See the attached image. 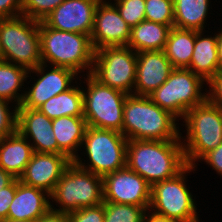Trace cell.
<instances>
[{"instance_id": "obj_1", "label": "cell", "mask_w": 222, "mask_h": 222, "mask_svg": "<svg viewBox=\"0 0 222 222\" xmlns=\"http://www.w3.org/2000/svg\"><path fill=\"white\" fill-rule=\"evenodd\" d=\"M126 166L152 186L187 166L183 144L181 140H128Z\"/></svg>"}, {"instance_id": "obj_2", "label": "cell", "mask_w": 222, "mask_h": 222, "mask_svg": "<svg viewBox=\"0 0 222 222\" xmlns=\"http://www.w3.org/2000/svg\"><path fill=\"white\" fill-rule=\"evenodd\" d=\"M179 120L149 96L128 94L123 108L122 134L128 140H181Z\"/></svg>"}, {"instance_id": "obj_3", "label": "cell", "mask_w": 222, "mask_h": 222, "mask_svg": "<svg viewBox=\"0 0 222 222\" xmlns=\"http://www.w3.org/2000/svg\"><path fill=\"white\" fill-rule=\"evenodd\" d=\"M39 35L42 64L65 67L79 76L91 74L95 50L89 35L52 29L43 21Z\"/></svg>"}, {"instance_id": "obj_4", "label": "cell", "mask_w": 222, "mask_h": 222, "mask_svg": "<svg viewBox=\"0 0 222 222\" xmlns=\"http://www.w3.org/2000/svg\"><path fill=\"white\" fill-rule=\"evenodd\" d=\"M181 124L186 136L181 133L187 165L198 168L199 160L222 143V108L208 99L187 111Z\"/></svg>"}, {"instance_id": "obj_5", "label": "cell", "mask_w": 222, "mask_h": 222, "mask_svg": "<svg viewBox=\"0 0 222 222\" xmlns=\"http://www.w3.org/2000/svg\"><path fill=\"white\" fill-rule=\"evenodd\" d=\"M127 142L120 132L88 126L82 152L73 162L81 169L103 177L126 166ZM81 155H86L87 161Z\"/></svg>"}, {"instance_id": "obj_6", "label": "cell", "mask_w": 222, "mask_h": 222, "mask_svg": "<svg viewBox=\"0 0 222 222\" xmlns=\"http://www.w3.org/2000/svg\"><path fill=\"white\" fill-rule=\"evenodd\" d=\"M103 202L102 177L81 169L73 161L50 194V208L64 213L100 205Z\"/></svg>"}, {"instance_id": "obj_7", "label": "cell", "mask_w": 222, "mask_h": 222, "mask_svg": "<svg viewBox=\"0 0 222 222\" xmlns=\"http://www.w3.org/2000/svg\"><path fill=\"white\" fill-rule=\"evenodd\" d=\"M2 60L32 70L41 61L39 22L23 15L0 19Z\"/></svg>"}, {"instance_id": "obj_8", "label": "cell", "mask_w": 222, "mask_h": 222, "mask_svg": "<svg viewBox=\"0 0 222 222\" xmlns=\"http://www.w3.org/2000/svg\"><path fill=\"white\" fill-rule=\"evenodd\" d=\"M84 76H80L79 82L86 86L82 90L83 117L87 125L122 133L123 108L128 94L101 84L91 74Z\"/></svg>"}, {"instance_id": "obj_9", "label": "cell", "mask_w": 222, "mask_h": 222, "mask_svg": "<svg viewBox=\"0 0 222 222\" xmlns=\"http://www.w3.org/2000/svg\"><path fill=\"white\" fill-rule=\"evenodd\" d=\"M196 170L195 166L187 165L174 177L154 183L149 210L178 222H200L196 195H192L186 183L188 174Z\"/></svg>"}, {"instance_id": "obj_10", "label": "cell", "mask_w": 222, "mask_h": 222, "mask_svg": "<svg viewBox=\"0 0 222 222\" xmlns=\"http://www.w3.org/2000/svg\"><path fill=\"white\" fill-rule=\"evenodd\" d=\"M206 85L207 82L190 69L174 68L168 79L149 98L178 120H183L188 110L207 99Z\"/></svg>"}, {"instance_id": "obj_11", "label": "cell", "mask_w": 222, "mask_h": 222, "mask_svg": "<svg viewBox=\"0 0 222 222\" xmlns=\"http://www.w3.org/2000/svg\"><path fill=\"white\" fill-rule=\"evenodd\" d=\"M137 52L128 46L95 50L91 75L101 84L134 94Z\"/></svg>"}, {"instance_id": "obj_12", "label": "cell", "mask_w": 222, "mask_h": 222, "mask_svg": "<svg viewBox=\"0 0 222 222\" xmlns=\"http://www.w3.org/2000/svg\"><path fill=\"white\" fill-rule=\"evenodd\" d=\"M78 75L75 71L65 67L47 66L41 63L38 67L28 71L27 77H31L28 83L33 79L34 82H31L33 84H30V87L28 84V88L26 85L23 101L17 108L37 109L51 97L70 89L72 84H78L80 78Z\"/></svg>"}, {"instance_id": "obj_13", "label": "cell", "mask_w": 222, "mask_h": 222, "mask_svg": "<svg viewBox=\"0 0 222 222\" xmlns=\"http://www.w3.org/2000/svg\"><path fill=\"white\" fill-rule=\"evenodd\" d=\"M104 202L150 207L151 185L125 166L102 177Z\"/></svg>"}, {"instance_id": "obj_14", "label": "cell", "mask_w": 222, "mask_h": 222, "mask_svg": "<svg viewBox=\"0 0 222 222\" xmlns=\"http://www.w3.org/2000/svg\"><path fill=\"white\" fill-rule=\"evenodd\" d=\"M131 28L110 0H100L90 36L94 50L103 47L127 46Z\"/></svg>"}, {"instance_id": "obj_15", "label": "cell", "mask_w": 222, "mask_h": 222, "mask_svg": "<svg viewBox=\"0 0 222 222\" xmlns=\"http://www.w3.org/2000/svg\"><path fill=\"white\" fill-rule=\"evenodd\" d=\"M100 0H64L43 22L52 29L91 36Z\"/></svg>"}, {"instance_id": "obj_16", "label": "cell", "mask_w": 222, "mask_h": 222, "mask_svg": "<svg viewBox=\"0 0 222 222\" xmlns=\"http://www.w3.org/2000/svg\"><path fill=\"white\" fill-rule=\"evenodd\" d=\"M17 130L30 142L34 152L65 155L55 139L52 119L38 109L17 108Z\"/></svg>"}, {"instance_id": "obj_17", "label": "cell", "mask_w": 222, "mask_h": 222, "mask_svg": "<svg viewBox=\"0 0 222 222\" xmlns=\"http://www.w3.org/2000/svg\"><path fill=\"white\" fill-rule=\"evenodd\" d=\"M72 163L66 155L34 152L19 180L51 194L65 169Z\"/></svg>"}, {"instance_id": "obj_18", "label": "cell", "mask_w": 222, "mask_h": 222, "mask_svg": "<svg viewBox=\"0 0 222 222\" xmlns=\"http://www.w3.org/2000/svg\"><path fill=\"white\" fill-rule=\"evenodd\" d=\"M173 69L163 50L138 52L134 94L149 96L168 79Z\"/></svg>"}, {"instance_id": "obj_19", "label": "cell", "mask_w": 222, "mask_h": 222, "mask_svg": "<svg viewBox=\"0 0 222 222\" xmlns=\"http://www.w3.org/2000/svg\"><path fill=\"white\" fill-rule=\"evenodd\" d=\"M50 209V194L46 191L28 186L18 179L16 193L12 200L7 220L36 221Z\"/></svg>"}, {"instance_id": "obj_20", "label": "cell", "mask_w": 222, "mask_h": 222, "mask_svg": "<svg viewBox=\"0 0 222 222\" xmlns=\"http://www.w3.org/2000/svg\"><path fill=\"white\" fill-rule=\"evenodd\" d=\"M34 153L30 142L18 131L0 139V167L19 179Z\"/></svg>"}, {"instance_id": "obj_21", "label": "cell", "mask_w": 222, "mask_h": 222, "mask_svg": "<svg viewBox=\"0 0 222 222\" xmlns=\"http://www.w3.org/2000/svg\"><path fill=\"white\" fill-rule=\"evenodd\" d=\"M204 32L212 31H195L192 60L187 68L208 83L219 72L217 32H212L213 36Z\"/></svg>"}, {"instance_id": "obj_22", "label": "cell", "mask_w": 222, "mask_h": 222, "mask_svg": "<svg viewBox=\"0 0 222 222\" xmlns=\"http://www.w3.org/2000/svg\"><path fill=\"white\" fill-rule=\"evenodd\" d=\"M87 127V121L83 116L52 119V130L58 147L72 161L77 158L81 150Z\"/></svg>"}, {"instance_id": "obj_23", "label": "cell", "mask_w": 222, "mask_h": 222, "mask_svg": "<svg viewBox=\"0 0 222 222\" xmlns=\"http://www.w3.org/2000/svg\"><path fill=\"white\" fill-rule=\"evenodd\" d=\"M171 27L143 20L131 28L127 44L135 52L164 50Z\"/></svg>"}, {"instance_id": "obj_24", "label": "cell", "mask_w": 222, "mask_h": 222, "mask_svg": "<svg viewBox=\"0 0 222 222\" xmlns=\"http://www.w3.org/2000/svg\"><path fill=\"white\" fill-rule=\"evenodd\" d=\"M210 6V0H174V27L206 31Z\"/></svg>"}, {"instance_id": "obj_25", "label": "cell", "mask_w": 222, "mask_h": 222, "mask_svg": "<svg viewBox=\"0 0 222 222\" xmlns=\"http://www.w3.org/2000/svg\"><path fill=\"white\" fill-rule=\"evenodd\" d=\"M81 83L51 97L37 109L50 119L63 116H83V90ZM80 85V87H79Z\"/></svg>"}, {"instance_id": "obj_26", "label": "cell", "mask_w": 222, "mask_h": 222, "mask_svg": "<svg viewBox=\"0 0 222 222\" xmlns=\"http://www.w3.org/2000/svg\"><path fill=\"white\" fill-rule=\"evenodd\" d=\"M194 44V30L172 27L163 51L174 68H187L192 60Z\"/></svg>"}, {"instance_id": "obj_27", "label": "cell", "mask_w": 222, "mask_h": 222, "mask_svg": "<svg viewBox=\"0 0 222 222\" xmlns=\"http://www.w3.org/2000/svg\"><path fill=\"white\" fill-rule=\"evenodd\" d=\"M27 74L28 70L24 67L0 60V98L19 107L25 95V83L29 79Z\"/></svg>"}, {"instance_id": "obj_28", "label": "cell", "mask_w": 222, "mask_h": 222, "mask_svg": "<svg viewBox=\"0 0 222 222\" xmlns=\"http://www.w3.org/2000/svg\"><path fill=\"white\" fill-rule=\"evenodd\" d=\"M149 208L105 202L104 222H144Z\"/></svg>"}, {"instance_id": "obj_29", "label": "cell", "mask_w": 222, "mask_h": 222, "mask_svg": "<svg viewBox=\"0 0 222 222\" xmlns=\"http://www.w3.org/2000/svg\"><path fill=\"white\" fill-rule=\"evenodd\" d=\"M145 20L174 27V0H145Z\"/></svg>"}, {"instance_id": "obj_30", "label": "cell", "mask_w": 222, "mask_h": 222, "mask_svg": "<svg viewBox=\"0 0 222 222\" xmlns=\"http://www.w3.org/2000/svg\"><path fill=\"white\" fill-rule=\"evenodd\" d=\"M130 28L145 20V0H110Z\"/></svg>"}, {"instance_id": "obj_31", "label": "cell", "mask_w": 222, "mask_h": 222, "mask_svg": "<svg viewBox=\"0 0 222 222\" xmlns=\"http://www.w3.org/2000/svg\"><path fill=\"white\" fill-rule=\"evenodd\" d=\"M64 0H24L22 15L42 22Z\"/></svg>"}, {"instance_id": "obj_32", "label": "cell", "mask_w": 222, "mask_h": 222, "mask_svg": "<svg viewBox=\"0 0 222 222\" xmlns=\"http://www.w3.org/2000/svg\"><path fill=\"white\" fill-rule=\"evenodd\" d=\"M16 130L17 106L0 98V139L14 133Z\"/></svg>"}, {"instance_id": "obj_33", "label": "cell", "mask_w": 222, "mask_h": 222, "mask_svg": "<svg viewBox=\"0 0 222 222\" xmlns=\"http://www.w3.org/2000/svg\"><path fill=\"white\" fill-rule=\"evenodd\" d=\"M70 222H104L105 202L68 213Z\"/></svg>"}, {"instance_id": "obj_34", "label": "cell", "mask_w": 222, "mask_h": 222, "mask_svg": "<svg viewBox=\"0 0 222 222\" xmlns=\"http://www.w3.org/2000/svg\"><path fill=\"white\" fill-rule=\"evenodd\" d=\"M18 179H15L9 186L0 190V222L6 221L8 211L16 193Z\"/></svg>"}, {"instance_id": "obj_35", "label": "cell", "mask_w": 222, "mask_h": 222, "mask_svg": "<svg viewBox=\"0 0 222 222\" xmlns=\"http://www.w3.org/2000/svg\"><path fill=\"white\" fill-rule=\"evenodd\" d=\"M209 87V88H208ZM207 99L214 105L222 108V72H218L207 83Z\"/></svg>"}, {"instance_id": "obj_36", "label": "cell", "mask_w": 222, "mask_h": 222, "mask_svg": "<svg viewBox=\"0 0 222 222\" xmlns=\"http://www.w3.org/2000/svg\"><path fill=\"white\" fill-rule=\"evenodd\" d=\"M24 0H0V19L22 15Z\"/></svg>"}, {"instance_id": "obj_37", "label": "cell", "mask_w": 222, "mask_h": 222, "mask_svg": "<svg viewBox=\"0 0 222 222\" xmlns=\"http://www.w3.org/2000/svg\"><path fill=\"white\" fill-rule=\"evenodd\" d=\"M206 163L208 167H212L211 170L216 171L220 178L222 177V143L215 149L206 153L199 162Z\"/></svg>"}, {"instance_id": "obj_38", "label": "cell", "mask_w": 222, "mask_h": 222, "mask_svg": "<svg viewBox=\"0 0 222 222\" xmlns=\"http://www.w3.org/2000/svg\"><path fill=\"white\" fill-rule=\"evenodd\" d=\"M35 222H70L68 213L58 212L51 208Z\"/></svg>"}, {"instance_id": "obj_39", "label": "cell", "mask_w": 222, "mask_h": 222, "mask_svg": "<svg viewBox=\"0 0 222 222\" xmlns=\"http://www.w3.org/2000/svg\"><path fill=\"white\" fill-rule=\"evenodd\" d=\"M144 222H178V221L156 214L148 209L145 215Z\"/></svg>"}, {"instance_id": "obj_40", "label": "cell", "mask_w": 222, "mask_h": 222, "mask_svg": "<svg viewBox=\"0 0 222 222\" xmlns=\"http://www.w3.org/2000/svg\"><path fill=\"white\" fill-rule=\"evenodd\" d=\"M16 178L0 167V190L9 186Z\"/></svg>"}, {"instance_id": "obj_41", "label": "cell", "mask_w": 222, "mask_h": 222, "mask_svg": "<svg viewBox=\"0 0 222 222\" xmlns=\"http://www.w3.org/2000/svg\"><path fill=\"white\" fill-rule=\"evenodd\" d=\"M217 31V45H218V70L222 72V28Z\"/></svg>"}, {"instance_id": "obj_42", "label": "cell", "mask_w": 222, "mask_h": 222, "mask_svg": "<svg viewBox=\"0 0 222 222\" xmlns=\"http://www.w3.org/2000/svg\"><path fill=\"white\" fill-rule=\"evenodd\" d=\"M3 222H35V221H29V220H18V221H3Z\"/></svg>"}, {"instance_id": "obj_43", "label": "cell", "mask_w": 222, "mask_h": 222, "mask_svg": "<svg viewBox=\"0 0 222 222\" xmlns=\"http://www.w3.org/2000/svg\"><path fill=\"white\" fill-rule=\"evenodd\" d=\"M0 60H2V57H1V46H0Z\"/></svg>"}]
</instances>
